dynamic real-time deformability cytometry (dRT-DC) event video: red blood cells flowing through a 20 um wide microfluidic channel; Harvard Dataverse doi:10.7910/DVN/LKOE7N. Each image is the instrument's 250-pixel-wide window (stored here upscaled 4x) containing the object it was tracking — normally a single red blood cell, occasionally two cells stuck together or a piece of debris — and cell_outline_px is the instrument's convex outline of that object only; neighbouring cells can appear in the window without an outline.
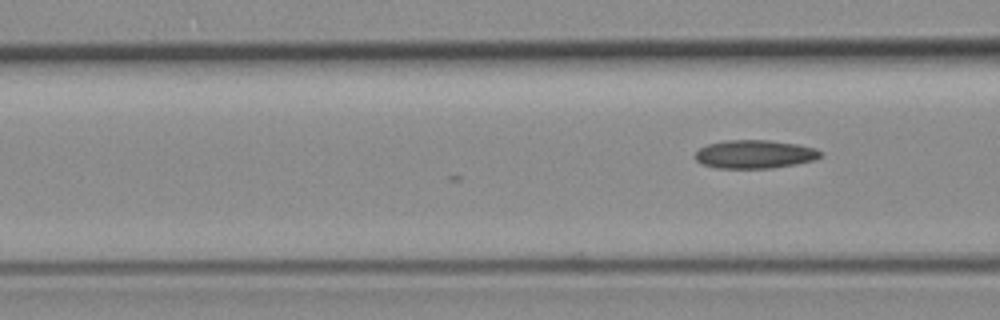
{"species": "common noctule bat (a hibernating species)", "species_latin": "Nyctalus noctula", "temperature_condition": "room temperature", "stored_images_in_passage": 3, "camera_frame_rate_fps": 3000, "um_per_image_px": 0.085, "animal": {"sex": "female", "body_mass_g": 19.3, "forearm_length_mm": 54.1}, "frame": {"image": 1, "passage_image": 3, "time_ms": 0.667, "image_size_px": [1000, 320], "cell_outline_px": [[820, 156], [816, 160], [796, 164], [772, 168], [716, 168], [700, 164], [696, 160], [696, 152], [700, 148], [708, 144], [724, 140], [768, 140], [796, 144], [816, 148], [820, 152]], "centroid_in_image_um": [64.13, 13.11], "position_along_channel_um": 102.5, "area_um2": 20.75}}